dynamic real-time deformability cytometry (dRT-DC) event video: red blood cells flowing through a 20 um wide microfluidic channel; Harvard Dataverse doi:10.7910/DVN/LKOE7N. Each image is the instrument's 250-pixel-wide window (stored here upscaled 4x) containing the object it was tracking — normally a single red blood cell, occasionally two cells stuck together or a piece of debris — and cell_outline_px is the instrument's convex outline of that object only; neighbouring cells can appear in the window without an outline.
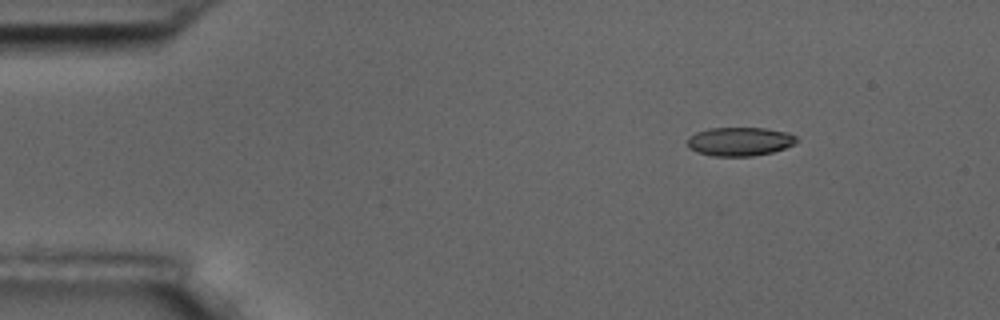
{"species": "common noctule bat (a hibernating species)", "species_latin": "Nyctalus noctula", "temperature_condition": "room temperature", "stored_images_in_passage": 6, "camera_frame_rate_fps": 3000, "um_per_image_px": 0.085, "animal": {"sex": "male", "body_mass_g": 17.5, "forearm_length_mm": 52.3}, "frame": {"image": 1, "passage_image": 1, "time_ms": 0.0, "image_size_px": [1000, 320], "cell_outline_px": [[796, 144], [772, 152], [752, 156], [712, 156], [696, 152], [688, 148], [688, 136], [696, 132], [708, 128], [764, 128], [788, 132], [796, 136]], "centroid_in_image_um": [62.85, 12.03], "position_along_channel_um": 22.1, "area_um2": 18.38}}
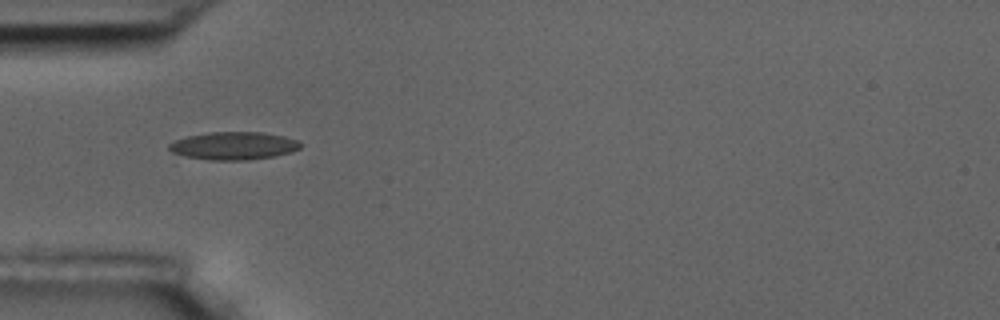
{"frame": {"image": 2, "passage_image": 4, "time_ms": 3.333, "image_size_px": [1000, 320], "cell_outline_px": [[300, 148], [292, 152], [272, 156], [248, 160], [208, 160], [184, 156], [172, 152], [168, 148], [168, 144], [176, 140], [188, 136], [208, 132], [260, 132], [284, 136], [300, 140]], "centroid_in_image_um": [19.86, 12.39], "position_along_channel_um": 65.1, "area_um2": 21.33}}